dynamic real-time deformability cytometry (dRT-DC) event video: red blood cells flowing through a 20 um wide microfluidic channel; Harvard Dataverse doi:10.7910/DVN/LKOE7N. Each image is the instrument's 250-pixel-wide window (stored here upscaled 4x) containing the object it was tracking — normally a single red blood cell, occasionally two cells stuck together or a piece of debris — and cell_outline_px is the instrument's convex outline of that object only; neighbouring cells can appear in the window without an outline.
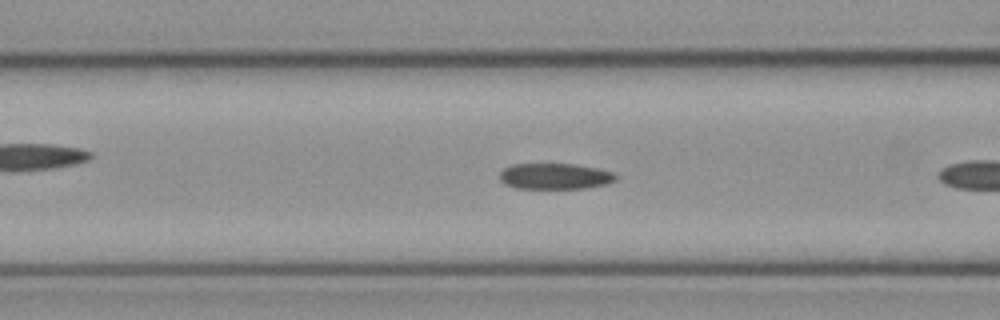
{"species": "common noctule bat (a hibernating species)", "species_latin": "Nyctalus noctula", "temperature_condition": "cold", "stored_images_in_passage": 12, "camera_frame_rate_fps": 3000, "um_per_image_px": 0.085, "animal": {"sex": "female", "body_mass_g": 21.9}, "frame": {"image": 1, "passage_image": 7, "time_ms": 2.0, "image_size_px": [1000, 320], "cell_outline_px": [[616, 180], [608, 184], [588, 188], [516, 188], [504, 184], [500, 180], [500, 172], [504, 168], [512, 164], [576, 164], [616, 172]], "centroid_in_image_um": [47.19, 14.98], "position_along_channel_um": 119.4, "area_um2": 17.69}}